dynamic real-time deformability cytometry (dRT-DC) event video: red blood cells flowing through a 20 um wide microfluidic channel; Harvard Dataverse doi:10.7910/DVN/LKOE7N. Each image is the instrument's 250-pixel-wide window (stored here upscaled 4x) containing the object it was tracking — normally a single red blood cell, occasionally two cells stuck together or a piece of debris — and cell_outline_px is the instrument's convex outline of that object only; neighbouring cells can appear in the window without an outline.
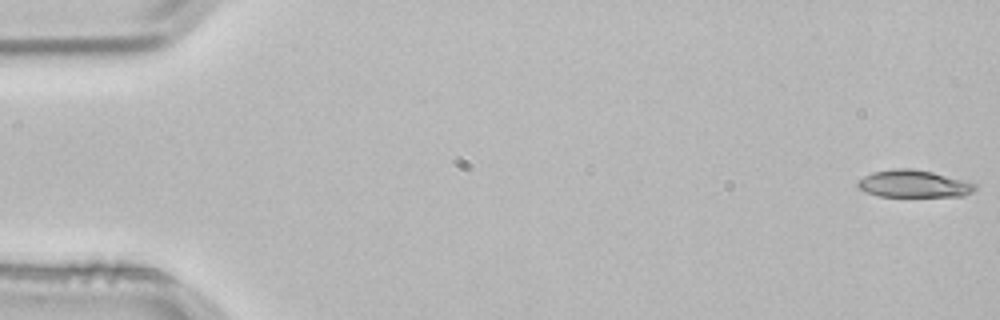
{"species": "common noctule bat (a hibernating species)", "species_latin": "Nyctalus noctula", "temperature_condition": "room temperature", "stored_images_in_passage": 3, "camera_frame_rate_fps": 3000, "um_per_image_px": 0.085, "animal": {"sex": "male", "body_mass_g": 21.5, "forearm_length_mm": 52.0}, "frame": {"image": 1, "passage_image": 1, "time_ms": 0.0, "image_size_px": [1000, 320], "cell_outline_px": [[976, 188], [972, 192], [964, 196], [880, 196], [868, 192], [860, 188], [856, 184], [864, 176], [872, 172], [896, 168], [908, 168], [932, 172], [964, 180], [976, 184]], "centroid_in_image_um": [77.68, 15.62], "position_along_channel_um": 7.3, "area_um2": 18.38}}